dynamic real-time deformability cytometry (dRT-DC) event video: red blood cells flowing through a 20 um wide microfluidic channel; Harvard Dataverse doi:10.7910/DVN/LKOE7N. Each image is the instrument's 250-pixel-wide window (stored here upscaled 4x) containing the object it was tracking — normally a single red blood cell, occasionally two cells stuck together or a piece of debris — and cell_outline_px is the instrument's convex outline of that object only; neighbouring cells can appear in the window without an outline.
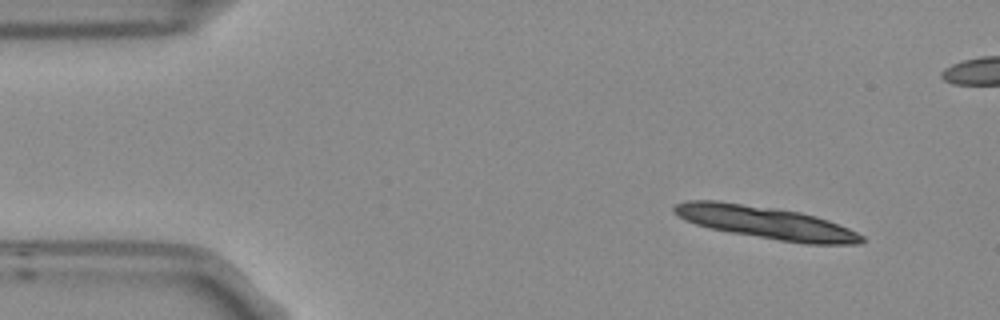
{"species": "Egyptian fruit bat (a non-hibernating species)", "species_latin": "Rousettus aegyptiacus", "temperature_condition": "room temperature", "stored_images_in_passage": 5, "camera_frame_rate_fps": 3000, "um_per_image_px": 0.085, "frame": {"image": 1, "passage_image": 1, "time_ms": 0.0, "image_size_px": [1000, 320], "cell_outline_px": [[864, 240], [860, 244], [804, 244], [732, 232], [712, 228], [696, 224], [684, 220], [672, 212], [672, 208], [676, 204], [688, 200], [716, 200], [800, 212], [816, 216], [828, 220], [848, 228], [864, 236]], "centroid_in_image_um": [65.1, 18.91], "position_along_channel_um": 19.9, "area_um2": 35.08}}